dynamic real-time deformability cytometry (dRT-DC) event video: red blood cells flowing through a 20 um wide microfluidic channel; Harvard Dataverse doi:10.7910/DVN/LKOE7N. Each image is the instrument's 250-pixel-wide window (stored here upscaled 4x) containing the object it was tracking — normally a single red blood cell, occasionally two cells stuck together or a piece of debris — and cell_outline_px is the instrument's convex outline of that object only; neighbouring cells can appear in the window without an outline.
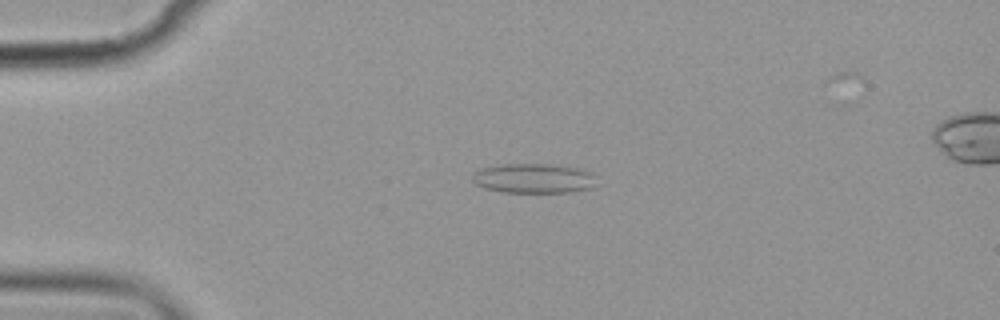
{"species": "common noctule bat (a hibernating species)", "species_latin": "Nyctalus noctula", "temperature_condition": "cold", "stored_images_in_passage": 6, "camera_frame_rate_fps": 3000, "um_per_image_px": 0.085, "animal": {"sex": "female", "body_mass_g": 19.9}, "frame": {"image": 1, "passage_image": 4, "time_ms": 3.667, "image_size_px": [1000, 320], "cell_outline_px": [[596, 176], [592, 188], [572, 192], [504, 192], [484, 188], [476, 184], [472, 180], [472, 176], [476, 168], [504, 164], [552, 164], [576, 168], [592, 172]], "centroid_in_image_um": [45.33, 15.15], "position_along_channel_um": 39.7, "area_um2": 21.62}}